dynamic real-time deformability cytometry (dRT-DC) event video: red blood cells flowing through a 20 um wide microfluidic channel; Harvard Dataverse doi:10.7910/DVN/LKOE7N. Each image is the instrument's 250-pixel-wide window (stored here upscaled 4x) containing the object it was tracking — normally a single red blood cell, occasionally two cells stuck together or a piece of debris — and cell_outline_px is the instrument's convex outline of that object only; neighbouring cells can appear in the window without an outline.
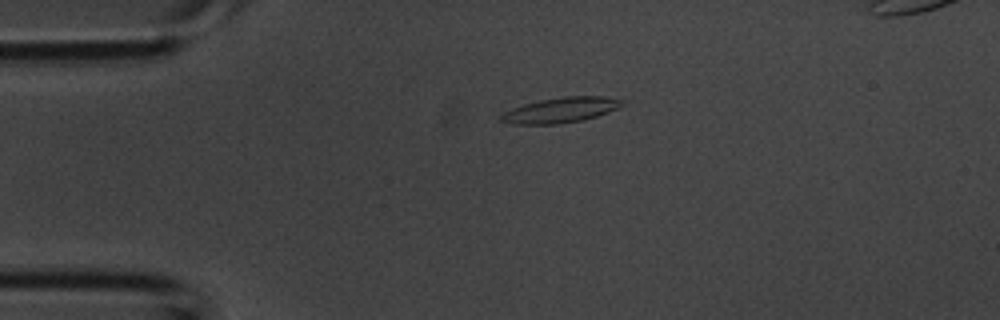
{"species": "common noctule bat (a hibernating species)", "species_latin": "Nyctalus noctula", "temperature_condition": "room temperature", "stored_images_in_passage": 29, "camera_frame_rate_fps": 3000, "um_per_image_px": 0.085, "animal": {"sex": "male", "body_mass_g": 20.1, "forearm_length_mm": 53.5}, "frame": {"image": 1, "passage_image": 2, "time_ms": 0.333, "image_size_px": [1000, 320], "cell_outline_px": [[624, 104], [608, 112], [596, 116], [580, 120], [556, 124], [512, 124], [500, 120], [500, 116], [504, 112], [512, 108], [524, 104], [540, 100], [564, 96], [608, 96], [624, 100]], "centroid_in_image_um": [47.67, 9.34], "position_along_channel_um": 37.3, "area_um2": 17.69}}
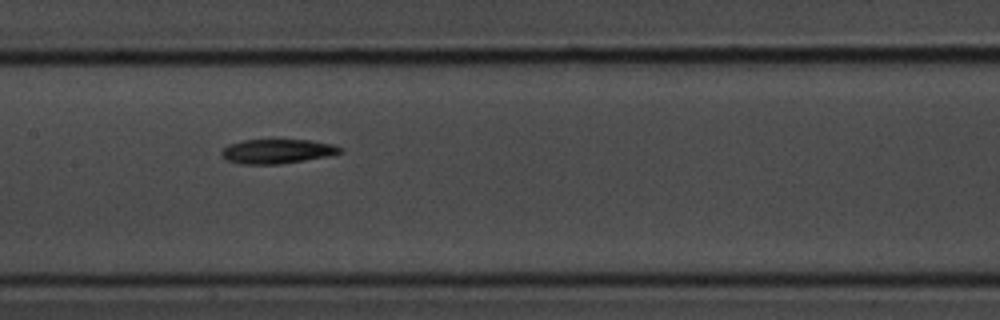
{"frame": {"image": 2, "passage_image": 13, "time_ms": 4.0, "image_size_px": [1000, 320], "cell_outline_px": [[344, 152], [328, 156], [280, 164], [240, 164], [228, 160], [220, 156], [220, 152], [228, 144], [244, 140], [312, 140], [332, 144], [344, 148]], "centroid_in_image_um": [23.57, 12.86], "position_along_channel_um": 183.8, "area_um2": 16.94}}
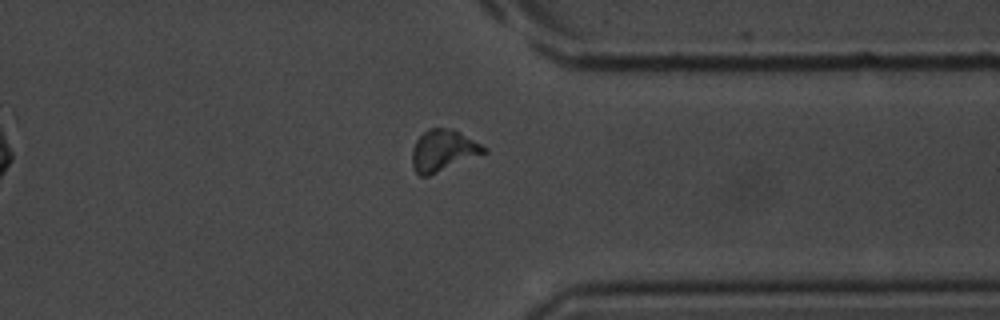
{"frame": {"image": 3, "passage_image": 25, "time_ms": 8.0, "image_size_px": [1000, 320], "cell_outline_px": [[488, 152], [428, 176], [420, 176], [412, 168], [412, 148], [416, 140], [428, 128], [452, 128], [460, 132], [488, 148]], "centroid_in_image_um": [37.66, 12.79], "position_along_channel_um": 373.7, "area_um2": 17.4}}